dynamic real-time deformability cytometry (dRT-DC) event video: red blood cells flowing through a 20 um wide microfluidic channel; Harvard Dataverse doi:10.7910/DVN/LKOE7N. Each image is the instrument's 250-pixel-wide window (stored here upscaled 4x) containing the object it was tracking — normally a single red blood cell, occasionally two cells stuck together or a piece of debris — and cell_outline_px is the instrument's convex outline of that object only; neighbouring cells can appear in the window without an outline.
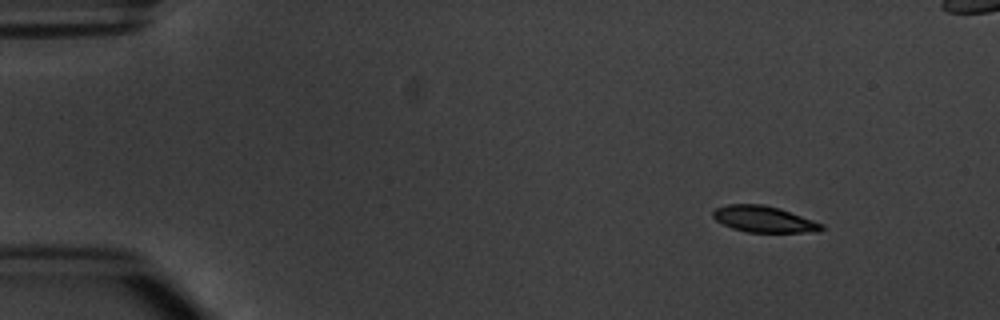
{"species": "common noctule bat (a hibernating species)", "species_latin": "Nyctalus noctula", "temperature_condition": "warm", "stored_images_in_passage": 4, "camera_frame_rate_fps": 3000, "um_per_image_px": 0.085, "animal": {"sex": "male", "body_mass_g": 20.1, "forearm_length_mm": 53.5}, "frame": {"image": 1, "passage_image": 1, "time_ms": 0.0, "image_size_px": [1000, 320], "cell_outline_px": [[824, 228], [820, 232], [748, 232], [732, 228], [716, 220], [712, 216], [712, 212], [716, 208], [728, 204], [764, 204], [780, 208], [824, 224]], "centroid_in_image_um": [64.95, 18.63], "position_along_channel_um": 20.0, "area_um2": 16.65}}